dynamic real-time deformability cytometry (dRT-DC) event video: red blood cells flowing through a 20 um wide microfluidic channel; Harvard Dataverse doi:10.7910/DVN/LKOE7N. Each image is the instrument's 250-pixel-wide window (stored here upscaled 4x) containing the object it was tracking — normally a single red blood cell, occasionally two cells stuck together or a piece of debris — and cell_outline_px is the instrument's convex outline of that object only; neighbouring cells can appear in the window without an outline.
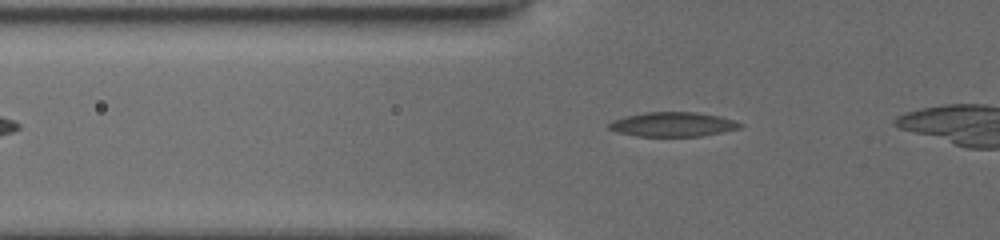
{"species": "common noctule bat (a hibernating species)", "species_latin": "Nyctalus noctula", "temperature_condition": "cold", "stored_images_in_passage": 16, "camera_frame_rate_fps": 3000, "um_per_image_px": 0.085, "animal": {"sex": "female", "body_mass_g": 19.5, "forearm_length_mm": 54.1}, "frame": {"image": 1, "passage_image": 3, "time_ms": 0.667, "image_size_px": [1000, 240], "cell_outline_px": [[744, 124], [740, 128], [700, 136], [636, 136], [620, 132], [608, 128], [608, 124], [616, 120], [628, 116], [648, 112], [696, 112], [716, 116], [732, 120]], "centroid_in_image_um": [57.21, 10.57], "position_along_channel_um": 68.6, "area_um2": 18.15}}
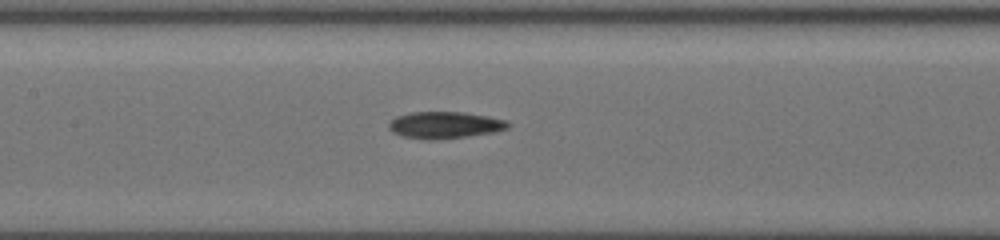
{"frame": {"image": 2, "passage_image": 11, "time_ms": 3.333, "image_size_px": [1000, 240], "cell_outline_px": [[512, 124], [508, 128], [496, 132], [468, 136], [432, 140], [428, 140], [404, 136], [392, 132], [388, 128], [388, 124], [396, 116], [412, 112], [464, 112], [488, 116], [508, 120]], "centroid_in_image_um": [37.85, 10.62], "position_along_channel_um": 169.5, "area_um2": 18.73}}
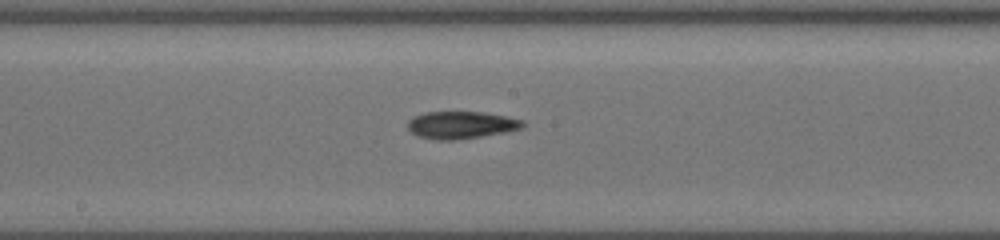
{"frame": {"image": 3, "passage_image": 14, "time_ms": 4.333, "image_size_px": [1000, 240], "cell_outline_px": [[524, 124], [520, 128], [504, 132], [480, 136], [452, 140], [436, 140], [420, 136], [412, 132], [408, 128], [408, 120], [424, 112], [484, 112], [524, 120]], "centroid_in_image_um": [39.18, 10.61], "position_along_channel_um": 209.0, "area_um2": 17.98}}